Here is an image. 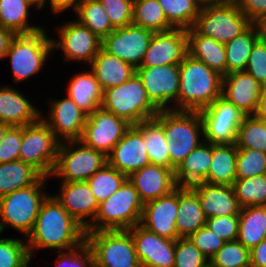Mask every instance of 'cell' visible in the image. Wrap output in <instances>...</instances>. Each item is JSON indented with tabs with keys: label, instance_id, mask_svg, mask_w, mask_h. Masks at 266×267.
I'll return each instance as SVG.
<instances>
[{
	"label": "cell",
	"instance_id": "35",
	"mask_svg": "<svg viewBox=\"0 0 266 267\" xmlns=\"http://www.w3.org/2000/svg\"><path fill=\"white\" fill-rule=\"evenodd\" d=\"M43 175L28 163L16 160L0 164V198L37 183Z\"/></svg>",
	"mask_w": 266,
	"mask_h": 267
},
{
	"label": "cell",
	"instance_id": "55",
	"mask_svg": "<svg viewBox=\"0 0 266 267\" xmlns=\"http://www.w3.org/2000/svg\"><path fill=\"white\" fill-rule=\"evenodd\" d=\"M250 267H266V239L250 250Z\"/></svg>",
	"mask_w": 266,
	"mask_h": 267
},
{
	"label": "cell",
	"instance_id": "17",
	"mask_svg": "<svg viewBox=\"0 0 266 267\" xmlns=\"http://www.w3.org/2000/svg\"><path fill=\"white\" fill-rule=\"evenodd\" d=\"M60 41L52 39L53 48L61 49L69 60L87 61L90 64L102 48V39L78 20L59 27Z\"/></svg>",
	"mask_w": 266,
	"mask_h": 267
},
{
	"label": "cell",
	"instance_id": "1",
	"mask_svg": "<svg viewBox=\"0 0 266 267\" xmlns=\"http://www.w3.org/2000/svg\"><path fill=\"white\" fill-rule=\"evenodd\" d=\"M85 228L55 199L48 195L43 201L32 232L26 237L29 255L34 249L49 248L66 251L85 241Z\"/></svg>",
	"mask_w": 266,
	"mask_h": 267
},
{
	"label": "cell",
	"instance_id": "45",
	"mask_svg": "<svg viewBox=\"0 0 266 267\" xmlns=\"http://www.w3.org/2000/svg\"><path fill=\"white\" fill-rule=\"evenodd\" d=\"M266 174V153L256 149L237 148L236 179Z\"/></svg>",
	"mask_w": 266,
	"mask_h": 267
},
{
	"label": "cell",
	"instance_id": "20",
	"mask_svg": "<svg viewBox=\"0 0 266 267\" xmlns=\"http://www.w3.org/2000/svg\"><path fill=\"white\" fill-rule=\"evenodd\" d=\"M49 119H41L49 126L55 137L61 142L80 140L87 120V114L68 96L52 101ZM48 120V121H47ZM61 138V139H59Z\"/></svg>",
	"mask_w": 266,
	"mask_h": 267
},
{
	"label": "cell",
	"instance_id": "22",
	"mask_svg": "<svg viewBox=\"0 0 266 267\" xmlns=\"http://www.w3.org/2000/svg\"><path fill=\"white\" fill-rule=\"evenodd\" d=\"M174 171L164 166L148 164L130 174L127 179L138 191L141 201L145 204L171 193L178 187Z\"/></svg>",
	"mask_w": 266,
	"mask_h": 267
},
{
	"label": "cell",
	"instance_id": "29",
	"mask_svg": "<svg viewBox=\"0 0 266 267\" xmlns=\"http://www.w3.org/2000/svg\"><path fill=\"white\" fill-rule=\"evenodd\" d=\"M187 35L188 54L224 77L226 75L225 44L200 35L193 27L187 29Z\"/></svg>",
	"mask_w": 266,
	"mask_h": 267
},
{
	"label": "cell",
	"instance_id": "25",
	"mask_svg": "<svg viewBox=\"0 0 266 267\" xmlns=\"http://www.w3.org/2000/svg\"><path fill=\"white\" fill-rule=\"evenodd\" d=\"M190 187L197 193L206 218L239 215L241 206L232 186L208 184L201 181Z\"/></svg>",
	"mask_w": 266,
	"mask_h": 267
},
{
	"label": "cell",
	"instance_id": "44",
	"mask_svg": "<svg viewBox=\"0 0 266 267\" xmlns=\"http://www.w3.org/2000/svg\"><path fill=\"white\" fill-rule=\"evenodd\" d=\"M210 267H250V250L238 240L225 242L209 260Z\"/></svg>",
	"mask_w": 266,
	"mask_h": 267
},
{
	"label": "cell",
	"instance_id": "39",
	"mask_svg": "<svg viewBox=\"0 0 266 267\" xmlns=\"http://www.w3.org/2000/svg\"><path fill=\"white\" fill-rule=\"evenodd\" d=\"M75 12L77 20L102 40L115 30L99 0H81Z\"/></svg>",
	"mask_w": 266,
	"mask_h": 267
},
{
	"label": "cell",
	"instance_id": "15",
	"mask_svg": "<svg viewBox=\"0 0 266 267\" xmlns=\"http://www.w3.org/2000/svg\"><path fill=\"white\" fill-rule=\"evenodd\" d=\"M153 33L131 23L126 27L115 28L102 40V48L131 64L134 68H138L148 49Z\"/></svg>",
	"mask_w": 266,
	"mask_h": 267
},
{
	"label": "cell",
	"instance_id": "27",
	"mask_svg": "<svg viewBox=\"0 0 266 267\" xmlns=\"http://www.w3.org/2000/svg\"><path fill=\"white\" fill-rule=\"evenodd\" d=\"M90 70L100 84L102 90L119 86L126 82L136 68L101 48L90 63Z\"/></svg>",
	"mask_w": 266,
	"mask_h": 267
},
{
	"label": "cell",
	"instance_id": "11",
	"mask_svg": "<svg viewBox=\"0 0 266 267\" xmlns=\"http://www.w3.org/2000/svg\"><path fill=\"white\" fill-rule=\"evenodd\" d=\"M59 144L60 141L42 119L36 123L22 126L18 160L30 164L45 177L51 176Z\"/></svg>",
	"mask_w": 266,
	"mask_h": 267
},
{
	"label": "cell",
	"instance_id": "59",
	"mask_svg": "<svg viewBox=\"0 0 266 267\" xmlns=\"http://www.w3.org/2000/svg\"><path fill=\"white\" fill-rule=\"evenodd\" d=\"M202 6L208 4H221V3H231L235 0H197Z\"/></svg>",
	"mask_w": 266,
	"mask_h": 267
},
{
	"label": "cell",
	"instance_id": "16",
	"mask_svg": "<svg viewBox=\"0 0 266 267\" xmlns=\"http://www.w3.org/2000/svg\"><path fill=\"white\" fill-rule=\"evenodd\" d=\"M188 54L187 29L154 32L139 67L179 65Z\"/></svg>",
	"mask_w": 266,
	"mask_h": 267
},
{
	"label": "cell",
	"instance_id": "50",
	"mask_svg": "<svg viewBox=\"0 0 266 267\" xmlns=\"http://www.w3.org/2000/svg\"><path fill=\"white\" fill-rule=\"evenodd\" d=\"M245 71L261 85L266 84V39L263 36L254 44Z\"/></svg>",
	"mask_w": 266,
	"mask_h": 267
},
{
	"label": "cell",
	"instance_id": "14",
	"mask_svg": "<svg viewBox=\"0 0 266 267\" xmlns=\"http://www.w3.org/2000/svg\"><path fill=\"white\" fill-rule=\"evenodd\" d=\"M140 77L150 102L159 110H172L167 104L175 101L178 106L180 87L179 65L138 67Z\"/></svg>",
	"mask_w": 266,
	"mask_h": 267
},
{
	"label": "cell",
	"instance_id": "38",
	"mask_svg": "<svg viewBox=\"0 0 266 267\" xmlns=\"http://www.w3.org/2000/svg\"><path fill=\"white\" fill-rule=\"evenodd\" d=\"M133 24L152 32L174 28L168 21L157 0H133Z\"/></svg>",
	"mask_w": 266,
	"mask_h": 267
},
{
	"label": "cell",
	"instance_id": "8",
	"mask_svg": "<svg viewBox=\"0 0 266 267\" xmlns=\"http://www.w3.org/2000/svg\"><path fill=\"white\" fill-rule=\"evenodd\" d=\"M53 49L52 39L46 36L44 29L32 34L15 35L5 57L11 60L10 65L16 83L38 73Z\"/></svg>",
	"mask_w": 266,
	"mask_h": 267
},
{
	"label": "cell",
	"instance_id": "41",
	"mask_svg": "<svg viewBox=\"0 0 266 267\" xmlns=\"http://www.w3.org/2000/svg\"><path fill=\"white\" fill-rule=\"evenodd\" d=\"M126 180V175L106 163L87 180V183L99 204L114 194Z\"/></svg>",
	"mask_w": 266,
	"mask_h": 267
},
{
	"label": "cell",
	"instance_id": "6",
	"mask_svg": "<svg viewBox=\"0 0 266 267\" xmlns=\"http://www.w3.org/2000/svg\"><path fill=\"white\" fill-rule=\"evenodd\" d=\"M47 178L43 176L37 183L0 198V232L8 225L25 236L32 232L40 207L48 196L41 190Z\"/></svg>",
	"mask_w": 266,
	"mask_h": 267
},
{
	"label": "cell",
	"instance_id": "46",
	"mask_svg": "<svg viewBox=\"0 0 266 267\" xmlns=\"http://www.w3.org/2000/svg\"><path fill=\"white\" fill-rule=\"evenodd\" d=\"M30 261L27 243L22 239H0V267H27Z\"/></svg>",
	"mask_w": 266,
	"mask_h": 267
},
{
	"label": "cell",
	"instance_id": "51",
	"mask_svg": "<svg viewBox=\"0 0 266 267\" xmlns=\"http://www.w3.org/2000/svg\"><path fill=\"white\" fill-rule=\"evenodd\" d=\"M188 238L208 260H210L225 243L223 239L207 226L198 229Z\"/></svg>",
	"mask_w": 266,
	"mask_h": 267
},
{
	"label": "cell",
	"instance_id": "34",
	"mask_svg": "<svg viewBox=\"0 0 266 267\" xmlns=\"http://www.w3.org/2000/svg\"><path fill=\"white\" fill-rule=\"evenodd\" d=\"M266 239V206L241 207L237 240L251 250Z\"/></svg>",
	"mask_w": 266,
	"mask_h": 267
},
{
	"label": "cell",
	"instance_id": "58",
	"mask_svg": "<svg viewBox=\"0 0 266 267\" xmlns=\"http://www.w3.org/2000/svg\"><path fill=\"white\" fill-rule=\"evenodd\" d=\"M254 116L266 119V84L262 85L257 110Z\"/></svg>",
	"mask_w": 266,
	"mask_h": 267
},
{
	"label": "cell",
	"instance_id": "19",
	"mask_svg": "<svg viewBox=\"0 0 266 267\" xmlns=\"http://www.w3.org/2000/svg\"><path fill=\"white\" fill-rule=\"evenodd\" d=\"M178 187L171 193L146 202L140 225L148 231L170 240L179 239L176 231Z\"/></svg>",
	"mask_w": 266,
	"mask_h": 267
},
{
	"label": "cell",
	"instance_id": "61",
	"mask_svg": "<svg viewBox=\"0 0 266 267\" xmlns=\"http://www.w3.org/2000/svg\"><path fill=\"white\" fill-rule=\"evenodd\" d=\"M31 6H36L37 8L41 9L44 7L47 0H26Z\"/></svg>",
	"mask_w": 266,
	"mask_h": 267
},
{
	"label": "cell",
	"instance_id": "36",
	"mask_svg": "<svg viewBox=\"0 0 266 267\" xmlns=\"http://www.w3.org/2000/svg\"><path fill=\"white\" fill-rule=\"evenodd\" d=\"M134 126L142 133L150 164L170 168V154L162 125L150 118Z\"/></svg>",
	"mask_w": 266,
	"mask_h": 267
},
{
	"label": "cell",
	"instance_id": "4",
	"mask_svg": "<svg viewBox=\"0 0 266 267\" xmlns=\"http://www.w3.org/2000/svg\"><path fill=\"white\" fill-rule=\"evenodd\" d=\"M143 207L138 191L127 179L114 194L99 203L96 217L85 231L128 230L140 224Z\"/></svg>",
	"mask_w": 266,
	"mask_h": 267
},
{
	"label": "cell",
	"instance_id": "60",
	"mask_svg": "<svg viewBox=\"0 0 266 267\" xmlns=\"http://www.w3.org/2000/svg\"><path fill=\"white\" fill-rule=\"evenodd\" d=\"M11 127V125L7 124V123H3L0 122V142L2 141V139L4 138V135L6 133V131Z\"/></svg>",
	"mask_w": 266,
	"mask_h": 267
},
{
	"label": "cell",
	"instance_id": "33",
	"mask_svg": "<svg viewBox=\"0 0 266 267\" xmlns=\"http://www.w3.org/2000/svg\"><path fill=\"white\" fill-rule=\"evenodd\" d=\"M261 37V26L251 24L243 33L225 44L226 74L245 71L250 52Z\"/></svg>",
	"mask_w": 266,
	"mask_h": 267
},
{
	"label": "cell",
	"instance_id": "30",
	"mask_svg": "<svg viewBox=\"0 0 266 267\" xmlns=\"http://www.w3.org/2000/svg\"><path fill=\"white\" fill-rule=\"evenodd\" d=\"M212 144L200 143L175 169V181L178 186H190L201 182L210 170Z\"/></svg>",
	"mask_w": 266,
	"mask_h": 267
},
{
	"label": "cell",
	"instance_id": "12",
	"mask_svg": "<svg viewBox=\"0 0 266 267\" xmlns=\"http://www.w3.org/2000/svg\"><path fill=\"white\" fill-rule=\"evenodd\" d=\"M199 114L203 122L204 141L211 144H236L239 126L246 115L234 104L220 96Z\"/></svg>",
	"mask_w": 266,
	"mask_h": 267
},
{
	"label": "cell",
	"instance_id": "26",
	"mask_svg": "<svg viewBox=\"0 0 266 267\" xmlns=\"http://www.w3.org/2000/svg\"><path fill=\"white\" fill-rule=\"evenodd\" d=\"M14 88L0 86V122L26 126L38 122L41 112Z\"/></svg>",
	"mask_w": 266,
	"mask_h": 267
},
{
	"label": "cell",
	"instance_id": "37",
	"mask_svg": "<svg viewBox=\"0 0 266 267\" xmlns=\"http://www.w3.org/2000/svg\"><path fill=\"white\" fill-rule=\"evenodd\" d=\"M30 6L26 0H0V26L15 35L40 31L43 27L27 23Z\"/></svg>",
	"mask_w": 266,
	"mask_h": 267
},
{
	"label": "cell",
	"instance_id": "2",
	"mask_svg": "<svg viewBox=\"0 0 266 267\" xmlns=\"http://www.w3.org/2000/svg\"><path fill=\"white\" fill-rule=\"evenodd\" d=\"M178 107L172 110L201 111L222 95V79L205 63L187 54L179 64Z\"/></svg>",
	"mask_w": 266,
	"mask_h": 267
},
{
	"label": "cell",
	"instance_id": "57",
	"mask_svg": "<svg viewBox=\"0 0 266 267\" xmlns=\"http://www.w3.org/2000/svg\"><path fill=\"white\" fill-rule=\"evenodd\" d=\"M15 34L0 26V59L5 58V54L8 50L9 44Z\"/></svg>",
	"mask_w": 266,
	"mask_h": 267
},
{
	"label": "cell",
	"instance_id": "42",
	"mask_svg": "<svg viewBox=\"0 0 266 267\" xmlns=\"http://www.w3.org/2000/svg\"><path fill=\"white\" fill-rule=\"evenodd\" d=\"M232 187L241 207L266 206V174L236 179Z\"/></svg>",
	"mask_w": 266,
	"mask_h": 267
},
{
	"label": "cell",
	"instance_id": "9",
	"mask_svg": "<svg viewBox=\"0 0 266 267\" xmlns=\"http://www.w3.org/2000/svg\"><path fill=\"white\" fill-rule=\"evenodd\" d=\"M252 23L235 2L201 6L193 28L202 36L226 44L243 33Z\"/></svg>",
	"mask_w": 266,
	"mask_h": 267
},
{
	"label": "cell",
	"instance_id": "54",
	"mask_svg": "<svg viewBox=\"0 0 266 267\" xmlns=\"http://www.w3.org/2000/svg\"><path fill=\"white\" fill-rule=\"evenodd\" d=\"M235 3L252 24L260 25L266 19V0H235Z\"/></svg>",
	"mask_w": 266,
	"mask_h": 267
},
{
	"label": "cell",
	"instance_id": "53",
	"mask_svg": "<svg viewBox=\"0 0 266 267\" xmlns=\"http://www.w3.org/2000/svg\"><path fill=\"white\" fill-rule=\"evenodd\" d=\"M22 141V126H11L0 142V164L19 158Z\"/></svg>",
	"mask_w": 266,
	"mask_h": 267
},
{
	"label": "cell",
	"instance_id": "28",
	"mask_svg": "<svg viewBox=\"0 0 266 267\" xmlns=\"http://www.w3.org/2000/svg\"><path fill=\"white\" fill-rule=\"evenodd\" d=\"M206 217L197 193L190 186H178L176 231L179 238H188L206 225Z\"/></svg>",
	"mask_w": 266,
	"mask_h": 267
},
{
	"label": "cell",
	"instance_id": "3",
	"mask_svg": "<svg viewBox=\"0 0 266 267\" xmlns=\"http://www.w3.org/2000/svg\"><path fill=\"white\" fill-rule=\"evenodd\" d=\"M155 119L163 127L170 154V169L175 170L203 142L200 141L203 135L202 118L198 111L161 110Z\"/></svg>",
	"mask_w": 266,
	"mask_h": 267
},
{
	"label": "cell",
	"instance_id": "10",
	"mask_svg": "<svg viewBox=\"0 0 266 267\" xmlns=\"http://www.w3.org/2000/svg\"><path fill=\"white\" fill-rule=\"evenodd\" d=\"M76 145L77 148L74 147ZM106 163L108 159L104 153L86 146L82 141L62 140L51 176L61 177V182L87 181Z\"/></svg>",
	"mask_w": 266,
	"mask_h": 267
},
{
	"label": "cell",
	"instance_id": "32",
	"mask_svg": "<svg viewBox=\"0 0 266 267\" xmlns=\"http://www.w3.org/2000/svg\"><path fill=\"white\" fill-rule=\"evenodd\" d=\"M236 161V144H212L210 170L202 181L208 184L232 186L236 180Z\"/></svg>",
	"mask_w": 266,
	"mask_h": 267
},
{
	"label": "cell",
	"instance_id": "40",
	"mask_svg": "<svg viewBox=\"0 0 266 267\" xmlns=\"http://www.w3.org/2000/svg\"><path fill=\"white\" fill-rule=\"evenodd\" d=\"M167 21L174 28L190 29L199 15L201 4L197 0H157Z\"/></svg>",
	"mask_w": 266,
	"mask_h": 267
},
{
	"label": "cell",
	"instance_id": "49",
	"mask_svg": "<svg viewBox=\"0 0 266 267\" xmlns=\"http://www.w3.org/2000/svg\"><path fill=\"white\" fill-rule=\"evenodd\" d=\"M56 260L55 267H94L92 251L86 241L66 252L61 251Z\"/></svg>",
	"mask_w": 266,
	"mask_h": 267
},
{
	"label": "cell",
	"instance_id": "23",
	"mask_svg": "<svg viewBox=\"0 0 266 267\" xmlns=\"http://www.w3.org/2000/svg\"><path fill=\"white\" fill-rule=\"evenodd\" d=\"M262 85L246 71L226 74L222 79V97L246 116L254 115Z\"/></svg>",
	"mask_w": 266,
	"mask_h": 267
},
{
	"label": "cell",
	"instance_id": "48",
	"mask_svg": "<svg viewBox=\"0 0 266 267\" xmlns=\"http://www.w3.org/2000/svg\"><path fill=\"white\" fill-rule=\"evenodd\" d=\"M114 28L126 27L133 21V0H99Z\"/></svg>",
	"mask_w": 266,
	"mask_h": 267
},
{
	"label": "cell",
	"instance_id": "31",
	"mask_svg": "<svg viewBox=\"0 0 266 267\" xmlns=\"http://www.w3.org/2000/svg\"><path fill=\"white\" fill-rule=\"evenodd\" d=\"M68 85V97L87 115L101 107L103 90L92 71L78 73Z\"/></svg>",
	"mask_w": 266,
	"mask_h": 267
},
{
	"label": "cell",
	"instance_id": "18",
	"mask_svg": "<svg viewBox=\"0 0 266 267\" xmlns=\"http://www.w3.org/2000/svg\"><path fill=\"white\" fill-rule=\"evenodd\" d=\"M128 231L141 267H174L175 240L160 237L140 224Z\"/></svg>",
	"mask_w": 266,
	"mask_h": 267
},
{
	"label": "cell",
	"instance_id": "5",
	"mask_svg": "<svg viewBox=\"0 0 266 267\" xmlns=\"http://www.w3.org/2000/svg\"><path fill=\"white\" fill-rule=\"evenodd\" d=\"M101 108L124 119L130 125L155 118L159 112L150 102L137 73L123 84L104 90Z\"/></svg>",
	"mask_w": 266,
	"mask_h": 267
},
{
	"label": "cell",
	"instance_id": "47",
	"mask_svg": "<svg viewBox=\"0 0 266 267\" xmlns=\"http://www.w3.org/2000/svg\"><path fill=\"white\" fill-rule=\"evenodd\" d=\"M174 267H209V260L189 238L175 240Z\"/></svg>",
	"mask_w": 266,
	"mask_h": 267
},
{
	"label": "cell",
	"instance_id": "7",
	"mask_svg": "<svg viewBox=\"0 0 266 267\" xmlns=\"http://www.w3.org/2000/svg\"><path fill=\"white\" fill-rule=\"evenodd\" d=\"M94 267H141L128 230L85 231Z\"/></svg>",
	"mask_w": 266,
	"mask_h": 267
},
{
	"label": "cell",
	"instance_id": "13",
	"mask_svg": "<svg viewBox=\"0 0 266 267\" xmlns=\"http://www.w3.org/2000/svg\"><path fill=\"white\" fill-rule=\"evenodd\" d=\"M130 126L124 119L100 107L87 115L80 141L108 156Z\"/></svg>",
	"mask_w": 266,
	"mask_h": 267
},
{
	"label": "cell",
	"instance_id": "56",
	"mask_svg": "<svg viewBox=\"0 0 266 267\" xmlns=\"http://www.w3.org/2000/svg\"><path fill=\"white\" fill-rule=\"evenodd\" d=\"M80 1L81 0H50L49 2L52 12L58 14L67 10L71 6H73L74 10L76 11Z\"/></svg>",
	"mask_w": 266,
	"mask_h": 267
},
{
	"label": "cell",
	"instance_id": "43",
	"mask_svg": "<svg viewBox=\"0 0 266 267\" xmlns=\"http://www.w3.org/2000/svg\"><path fill=\"white\" fill-rule=\"evenodd\" d=\"M236 147L266 153V119L254 115L245 116L238 129Z\"/></svg>",
	"mask_w": 266,
	"mask_h": 267
},
{
	"label": "cell",
	"instance_id": "21",
	"mask_svg": "<svg viewBox=\"0 0 266 267\" xmlns=\"http://www.w3.org/2000/svg\"><path fill=\"white\" fill-rule=\"evenodd\" d=\"M108 163L127 177L150 164L142 133L131 125L107 156Z\"/></svg>",
	"mask_w": 266,
	"mask_h": 267
},
{
	"label": "cell",
	"instance_id": "52",
	"mask_svg": "<svg viewBox=\"0 0 266 267\" xmlns=\"http://www.w3.org/2000/svg\"><path fill=\"white\" fill-rule=\"evenodd\" d=\"M205 226L225 242L236 241L239 230V215L207 218Z\"/></svg>",
	"mask_w": 266,
	"mask_h": 267
},
{
	"label": "cell",
	"instance_id": "62",
	"mask_svg": "<svg viewBox=\"0 0 266 267\" xmlns=\"http://www.w3.org/2000/svg\"><path fill=\"white\" fill-rule=\"evenodd\" d=\"M262 36L266 39V19L260 24Z\"/></svg>",
	"mask_w": 266,
	"mask_h": 267
},
{
	"label": "cell",
	"instance_id": "24",
	"mask_svg": "<svg viewBox=\"0 0 266 267\" xmlns=\"http://www.w3.org/2000/svg\"><path fill=\"white\" fill-rule=\"evenodd\" d=\"M60 195L54 196L61 206L85 229L88 217L94 220L99 204L87 181L61 182Z\"/></svg>",
	"mask_w": 266,
	"mask_h": 267
}]
</instances>
